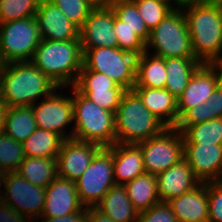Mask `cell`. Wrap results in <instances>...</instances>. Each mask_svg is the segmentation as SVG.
Returning <instances> with one entry per match:
<instances>
[{"label": "cell", "mask_w": 222, "mask_h": 222, "mask_svg": "<svg viewBox=\"0 0 222 222\" xmlns=\"http://www.w3.org/2000/svg\"><path fill=\"white\" fill-rule=\"evenodd\" d=\"M180 7L195 58L202 64H222V0L192 2Z\"/></svg>", "instance_id": "1"}, {"label": "cell", "mask_w": 222, "mask_h": 222, "mask_svg": "<svg viewBox=\"0 0 222 222\" xmlns=\"http://www.w3.org/2000/svg\"><path fill=\"white\" fill-rule=\"evenodd\" d=\"M58 87L31 61L7 63L0 69V98L8 107L31 106Z\"/></svg>", "instance_id": "2"}, {"label": "cell", "mask_w": 222, "mask_h": 222, "mask_svg": "<svg viewBox=\"0 0 222 222\" xmlns=\"http://www.w3.org/2000/svg\"><path fill=\"white\" fill-rule=\"evenodd\" d=\"M83 55L80 39H41L31 62L59 87H72L83 66Z\"/></svg>", "instance_id": "3"}, {"label": "cell", "mask_w": 222, "mask_h": 222, "mask_svg": "<svg viewBox=\"0 0 222 222\" xmlns=\"http://www.w3.org/2000/svg\"><path fill=\"white\" fill-rule=\"evenodd\" d=\"M165 128L133 90H126L115 112V143L138 144L159 135Z\"/></svg>", "instance_id": "4"}, {"label": "cell", "mask_w": 222, "mask_h": 222, "mask_svg": "<svg viewBox=\"0 0 222 222\" xmlns=\"http://www.w3.org/2000/svg\"><path fill=\"white\" fill-rule=\"evenodd\" d=\"M73 137L101 147L115 144V113L101 108L80 94L73 86Z\"/></svg>", "instance_id": "5"}, {"label": "cell", "mask_w": 222, "mask_h": 222, "mask_svg": "<svg viewBox=\"0 0 222 222\" xmlns=\"http://www.w3.org/2000/svg\"><path fill=\"white\" fill-rule=\"evenodd\" d=\"M145 51L162 58H195L181 7L177 6L150 32Z\"/></svg>", "instance_id": "6"}, {"label": "cell", "mask_w": 222, "mask_h": 222, "mask_svg": "<svg viewBox=\"0 0 222 222\" xmlns=\"http://www.w3.org/2000/svg\"><path fill=\"white\" fill-rule=\"evenodd\" d=\"M40 41L35 16L0 24V50L4 64L31 61Z\"/></svg>", "instance_id": "7"}, {"label": "cell", "mask_w": 222, "mask_h": 222, "mask_svg": "<svg viewBox=\"0 0 222 222\" xmlns=\"http://www.w3.org/2000/svg\"><path fill=\"white\" fill-rule=\"evenodd\" d=\"M113 170V145L102 147L75 181L80 202L85 208L96 207L116 184Z\"/></svg>", "instance_id": "8"}, {"label": "cell", "mask_w": 222, "mask_h": 222, "mask_svg": "<svg viewBox=\"0 0 222 222\" xmlns=\"http://www.w3.org/2000/svg\"><path fill=\"white\" fill-rule=\"evenodd\" d=\"M136 60V55L118 47H98L84 52L83 66L109 76L126 90H133L136 83Z\"/></svg>", "instance_id": "9"}, {"label": "cell", "mask_w": 222, "mask_h": 222, "mask_svg": "<svg viewBox=\"0 0 222 222\" xmlns=\"http://www.w3.org/2000/svg\"><path fill=\"white\" fill-rule=\"evenodd\" d=\"M142 152L145 172L158 175L184 158V136L175 127L136 144Z\"/></svg>", "instance_id": "10"}, {"label": "cell", "mask_w": 222, "mask_h": 222, "mask_svg": "<svg viewBox=\"0 0 222 222\" xmlns=\"http://www.w3.org/2000/svg\"><path fill=\"white\" fill-rule=\"evenodd\" d=\"M63 89L65 91L69 88L58 87L51 95L31 106L37 128L59 134L65 140L73 137L74 116L72 93L66 96V93L61 91Z\"/></svg>", "instance_id": "11"}, {"label": "cell", "mask_w": 222, "mask_h": 222, "mask_svg": "<svg viewBox=\"0 0 222 222\" xmlns=\"http://www.w3.org/2000/svg\"><path fill=\"white\" fill-rule=\"evenodd\" d=\"M1 200L16 212L37 222L43 213L45 188L36 186L24 179L18 172L3 173Z\"/></svg>", "instance_id": "12"}, {"label": "cell", "mask_w": 222, "mask_h": 222, "mask_svg": "<svg viewBox=\"0 0 222 222\" xmlns=\"http://www.w3.org/2000/svg\"><path fill=\"white\" fill-rule=\"evenodd\" d=\"M113 28L114 11L111 6H95L79 29L83 53L87 49L98 47H118L117 37Z\"/></svg>", "instance_id": "13"}, {"label": "cell", "mask_w": 222, "mask_h": 222, "mask_svg": "<svg viewBox=\"0 0 222 222\" xmlns=\"http://www.w3.org/2000/svg\"><path fill=\"white\" fill-rule=\"evenodd\" d=\"M222 83V64H202L192 75L186 89L177 99L179 117L190 108L208 101Z\"/></svg>", "instance_id": "14"}, {"label": "cell", "mask_w": 222, "mask_h": 222, "mask_svg": "<svg viewBox=\"0 0 222 222\" xmlns=\"http://www.w3.org/2000/svg\"><path fill=\"white\" fill-rule=\"evenodd\" d=\"M101 148L100 145L92 142L74 138L65 139L56 159L58 176L75 182Z\"/></svg>", "instance_id": "15"}, {"label": "cell", "mask_w": 222, "mask_h": 222, "mask_svg": "<svg viewBox=\"0 0 222 222\" xmlns=\"http://www.w3.org/2000/svg\"><path fill=\"white\" fill-rule=\"evenodd\" d=\"M84 208L75 182L57 176L45 188V202L41 218L62 217L80 212Z\"/></svg>", "instance_id": "16"}, {"label": "cell", "mask_w": 222, "mask_h": 222, "mask_svg": "<svg viewBox=\"0 0 222 222\" xmlns=\"http://www.w3.org/2000/svg\"><path fill=\"white\" fill-rule=\"evenodd\" d=\"M184 158L201 183L222 181V145L184 144Z\"/></svg>", "instance_id": "17"}, {"label": "cell", "mask_w": 222, "mask_h": 222, "mask_svg": "<svg viewBox=\"0 0 222 222\" xmlns=\"http://www.w3.org/2000/svg\"><path fill=\"white\" fill-rule=\"evenodd\" d=\"M41 39L68 41L79 38V28L50 0H41L35 13Z\"/></svg>", "instance_id": "18"}, {"label": "cell", "mask_w": 222, "mask_h": 222, "mask_svg": "<svg viewBox=\"0 0 222 222\" xmlns=\"http://www.w3.org/2000/svg\"><path fill=\"white\" fill-rule=\"evenodd\" d=\"M156 180L159 200L163 202L179 197L201 183L185 158L156 175Z\"/></svg>", "instance_id": "19"}, {"label": "cell", "mask_w": 222, "mask_h": 222, "mask_svg": "<svg viewBox=\"0 0 222 222\" xmlns=\"http://www.w3.org/2000/svg\"><path fill=\"white\" fill-rule=\"evenodd\" d=\"M178 222H208V182L167 201Z\"/></svg>", "instance_id": "20"}, {"label": "cell", "mask_w": 222, "mask_h": 222, "mask_svg": "<svg viewBox=\"0 0 222 222\" xmlns=\"http://www.w3.org/2000/svg\"><path fill=\"white\" fill-rule=\"evenodd\" d=\"M144 106L166 127H175L178 120L177 99L165 88L133 87Z\"/></svg>", "instance_id": "21"}, {"label": "cell", "mask_w": 222, "mask_h": 222, "mask_svg": "<svg viewBox=\"0 0 222 222\" xmlns=\"http://www.w3.org/2000/svg\"><path fill=\"white\" fill-rule=\"evenodd\" d=\"M114 179L124 185L145 172L143 155L136 144H113Z\"/></svg>", "instance_id": "22"}, {"label": "cell", "mask_w": 222, "mask_h": 222, "mask_svg": "<svg viewBox=\"0 0 222 222\" xmlns=\"http://www.w3.org/2000/svg\"><path fill=\"white\" fill-rule=\"evenodd\" d=\"M96 208L114 222H136L139 214L120 184L112 186Z\"/></svg>", "instance_id": "23"}, {"label": "cell", "mask_w": 222, "mask_h": 222, "mask_svg": "<svg viewBox=\"0 0 222 222\" xmlns=\"http://www.w3.org/2000/svg\"><path fill=\"white\" fill-rule=\"evenodd\" d=\"M202 65L196 58H165V89L178 99L186 89L189 80Z\"/></svg>", "instance_id": "24"}, {"label": "cell", "mask_w": 222, "mask_h": 222, "mask_svg": "<svg viewBox=\"0 0 222 222\" xmlns=\"http://www.w3.org/2000/svg\"><path fill=\"white\" fill-rule=\"evenodd\" d=\"M165 58L143 52L136 60V83L134 87L165 88Z\"/></svg>", "instance_id": "25"}, {"label": "cell", "mask_w": 222, "mask_h": 222, "mask_svg": "<svg viewBox=\"0 0 222 222\" xmlns=\"http://www.w3.org/2000/svg\"><path fill=\"white\" fill-rule=\"evenodd\" d=\"M133 207L140 213L160 202L156 176L148 173L124 184Z\"/></svg>", "instance_id": "26"}, {"label": "cell", "mask_w": 222, "mask_h": 222, "mask_svg": "<svg viewBox=\"0 0 222 222\" xmlns=\"http://www.w3.org/2000/svg\"><path fill=\"white\" fill-rule=\"evenodd\" d=\"M28 182L46 188L57 176L55 158L25 157L17 171Z\"/></svg>", "instance_id": "27"}, {"label": "cell", "mask_w": 222, "mask_h": 222, "mask_svg": "<svg viewBox=\"0 0 222 222\" xmlns=\"http://www.w3.org/2000/svg\"><path fill=\"white\" fill-rule=\"evenodd\" d=\"M63 142L59 134L37 128L22 145L25 157L57 159Z\"/></svg>", "instance_id": "28"}, {"label": "cell", "mask_w": 222, "mask_h": 222, "mask_svg": "<svg viewBox=\"0 0 222 222\" xmlns=\"http://www.w3.org/2000/svg\"><path fill=\"white\" fill-rule=\"evenodd\" d=\"M37 129L32 106L8 107L4 132L23 143Z\"/></svg>", "instance_id": "29"}, {"label": "cell", "mask_w": 222, "mask_h": 222, "mask_svg": "<svg viewBox=\"0 0 222 222\" xmlns=\"http://www.w3.org/2000/svg\"><path fill=\"white\" fill-rule=\"evenodd\" d=\"M109 5L115 13V16L123 21V25L129 27L145 43L149 40L150 31L146 27L138 8L132 0H111Z\"/></svg>", "instance_id": "30"}, {"label": "cell", "mask_w": 222, "mask_h": 222, "mask_svg": "<svg viewBox=\"0 0 222 222\" xmlns=\"http://www.w3.org/2000/svg\"><path fill=\"white\" fill-rule=\"evenodd\" d=\"M184 144L222 145V118L189 126L183 133Z\"/></svg>", "instance_id": "31"}, {"label": "cell", "mask_w": 222, "mask_h": 222, "mask_svg": "<svg viewBox=\"0 0 222 222\" xmlns=\"http://www.w3.org/2000/svg\"><path fill=\"white\" fill-rule=\"evenodd\" d=\"M151 32L177 6L173 0H132Z\"/></svg>", "instance_id": "32"}, {"label": "cell", "mask_w": 222, "mask_h": 222, "mask_svg": "<svg viewBox=\"0 0 222 222\" xmlns=\"http://www.w3.org/2000/svg\"><path fill=\"white\" fill-rule=\"evenodd\" d=\"M24 149L20 142H17L4 131L0 132V171L2 173L17 171L24 160Z\"/></svg>", "instance_id": "33"}, {"label": "cell", "mask_w": 222, "mask_h": 222, "mask_svg": "<svg viewBox=\"0 0 222 222\" xmlns=\"http://www.w3.org/2000/svg\"><path fill=\"white\" fill-rule=\"evenodd\" d=\"M77 91H107L108 89H124L109 76L86 69L82 66L77 81L73 85Z\"/></svg>", "instance_id": "34"}, {"label": "cell", "mask_w": 222, "mask_h": 222, "mask_svg": "<svg viewBox=\"0 0 222 222\" xmlns=\"http://www.w3.org/2000/svg\"><path fill=\"white\" fill-rule=\"evenodd\" d=\"M41 0H0V24L35 16Z\"/></svg>", "instance_id": "35"}, {"label": "cell", "mask_w": 222, "mask_h": 222, "mask_svg": "<svg viewBox=\"0 0 222 222\" xmlns=\"http://www.w3.org/2000/svg\"><path fill=\"white\" fill-rule=\"evenodd\" d=\"M114 32L117 37L118 48L140 56L146 50V43L132 29L123 25L114 13Z\"/></svg>", "instance_id": "36"}, {"label": "cell", "mask_w": 222, "mask_h": 222, "mask_svg": "<svg viewBox=\"0 0 222 222\" xmlns=\"http://www.w3.org/2000/svg\"><path fill=\"white\" fill-rule=\"evenodd\" d=\"M57 5L64 15L79 29L95 7L89 0H50Z\"/></svg>", "instance_id": "37"}, {"label": "cell", "mask_w": 222, "mask_h": 222, "mask_svg": "<svg viewBox=\"0 0 222 222\" xmlns=\"http://www.w3.org/2000/svg\"><path fill=\"white\" fill-rule=\"evenodd\" d=\"M88 100L103 109L115 113L126 89H108L107 91H78Z\"/></svg>", "instance_id": "38"}, {"label": "cell", "mask_w": 222, "mask_h": 222, "mask_svg": "<svg viewBox=\"0 0 222 222\" xmlns=\"http://www.w3.org/2000/svg\"><path fill=\"white\" fill-rule=\"evenodd\" d=\"M211 120L208 101L187 109L180 117L175 126L177 130L183 133L189 126L200 124Z\"/></svg>", "instance_id": "39"}, {"label": "cell", "mask_w": 222, "mask_h": 222, "mask_svg": "<svg viewBox=\"0 0 222 222\" xmlns=\"http://www.w3.org/2000/svg\"><path fill=\"white\" fill-rule=\"evenodd\" d=\"M136 222H178L167 202L160 201L138 214Z\"/></svg>", "instance_id": "40"}, {"label": "cell", "mask_w": 222, "mask_h": 222, "mask_svg": "<svg viewBox=\"0 0 222 222\" xmlns=\"http://www.w3.org/2000/svg\"><path fill=\"white\" fill-rule=\"evenodd\" d=\"M208 222H222V181L208 182Z\"/></svg>", "instance_id": "41"}, {"label": "cell", "mask_w": 222, "mask_h": 222, "mask_svg": "<svg viewBox=\"0 0 222 222\" xmlns=\"http://www.w3.org/2000/svg\"><path fill=\"white\" fill-rule=\"evenodd\" d=\"M0 222H31L0 199Z\"/></svg>", "instance_id": "42"}, {"label": "cell", "mask_w": 222, "mask_h": 222, "mask_svg": "<svg viewBox=\"0 0 222 222\" xmlns=\"http://www.w3.org/2000/svg\"><path fill=\"white\" fill-rule=\"evenodd\" d=\"M211 120L222 118V83L208 98Z\"/></svg>", "instance_id": "43"}, {"label": "cell", "mask_w": 222, "mask_h": 222, "mask_svg": "<svg viewBox=\"0 0 222 222\" xmlns=\"http://www.w3.org/2000/svg\"><path fill=\"white\" fill-rule=\"evenodd\" d=\"M87 222V208L62 217L40 218L37 222Z\"/></svg>", "instance_id": "44"}, {"label": "cell", "mask_w": 222, "mask_h": 222, "mask_svg": "<svg viewBox=\"0 0 222 222\" xmlns=\"http://www.w3.org/2000/svg\"><path fill=\"white\" fill-rule=\"evenodd\" d=\"M87 222H114L96 207L87 208Z\"/></svg>", "instance_id": "45"}, {"label": "cell", "mask_w": 222, "mask_h": 222, "mask_svg": "<svg viewBox=\"0 0 222 222\" xmlns=\"http://www.w3.org/2000/svg\"><path fill=\"white\" fill-rule=\"evenodd\" d=\"M8 106L0 98V132L4 130L5 117Z\"/></svg>", "instance_id": "46"}, {"label": "cell", "mask_w": 222, "mask_h": 222, "mask_svg": "<svg viewBox=\"0 0 222 222\" xmlns=\"http://www.w3.org/2000/svg\"><path fill=\"white\" fill-rule=\"evenodd\" d=\"M202 1H209V0H174V4L178 7L192 2H202Z\"/></svg>", "instance_id": "47"}, {"label": "cell", "mask_w": 222, "mask_h": 222, "mask_svg": "<svg viewBox=\"0 0 222 222\" xmlns=\"http://www.w3.org/2000/svg\"><path fill=\"white\" fill-rule=\"evenodd\" d=\"M95 6H106L109 5L111 0H89Z\"/></svg>", "instance_id": "48"}, {"label": "cell", "mask_w": 222, "mask_h": 222, "mask_svg": "<svg viewBox=\"0 0 222 222\" xmlns=\"http://www.w3.org/2000/svg\"><path fill=\"white\" fill-rule=\"evenodd\" d=\"M2 177L3 175H0V198H1V188H2Z\"/></svg>", "instance_id": "49"}, {"label": "cell", "mask_w": 222, "mask_h": 222, "mask_svg": "<svg viewBox=\"0 0 222 222\" xmlns=\"http://www.w3.org/2000/svg\"><path fill=\"white\" fill-rule=\"evenodd\" d=\"M0 65H4V62H3V60H2L1 50H0Z\"/></svg>", "instance_id": "50"}]
</instances>
